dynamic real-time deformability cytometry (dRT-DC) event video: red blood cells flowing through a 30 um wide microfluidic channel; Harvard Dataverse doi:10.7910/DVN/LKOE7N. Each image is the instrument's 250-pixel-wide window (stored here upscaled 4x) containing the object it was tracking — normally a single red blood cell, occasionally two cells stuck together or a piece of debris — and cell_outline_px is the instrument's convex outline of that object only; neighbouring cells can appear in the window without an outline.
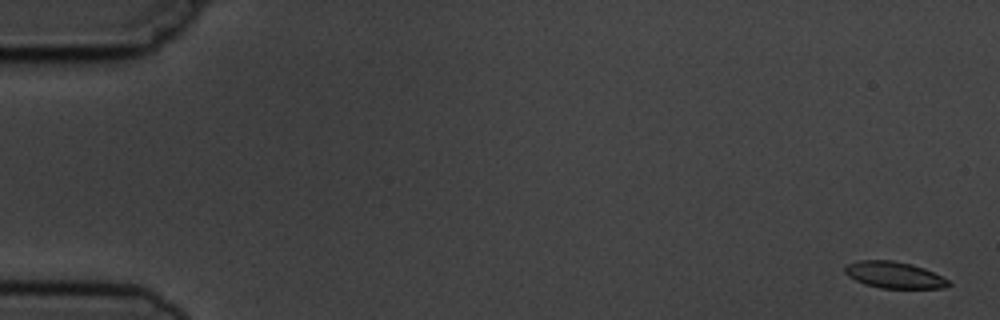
{"species": "common noctule bat (a hibernating species)", "species_latin": "Nyctalus noctula", "temperature_condition": "cold", "stored_images_in_passage": 4, "camera_frame_rate_fps": 3000, "um_per_image_px": 0.085, "animal": {"sex": "male", "body_mass_g": 19.5, "forearm_length_mm": 54.6}, "frame": {"image": 1, "passage_image": 1, "time_ms": 0.0, "image_size_px": [1000, 320], "cell_outline_px": [[952, 284], [944, 288], [880, 288], [864, 284], [848, 276], [844, 272], [844, 264], [860, 260], [892, 260], [912, 264], [924, 268], [948, 280]], "centroid_in_image_um": [75.96, 23.36], "position_along_channel_um": 9.0, "area_um2": 16.07}}